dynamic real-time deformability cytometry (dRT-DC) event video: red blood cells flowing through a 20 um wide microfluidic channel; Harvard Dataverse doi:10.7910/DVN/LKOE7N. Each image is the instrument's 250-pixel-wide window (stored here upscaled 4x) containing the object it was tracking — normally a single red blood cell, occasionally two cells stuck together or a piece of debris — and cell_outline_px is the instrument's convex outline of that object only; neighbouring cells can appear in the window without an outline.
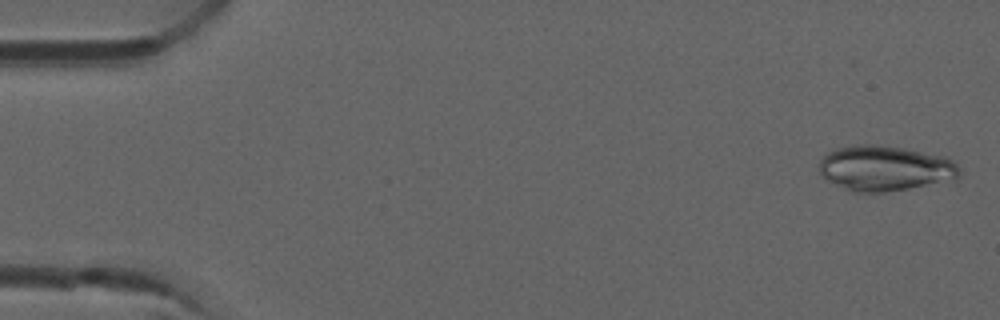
{"species": "common noctule bat (a hibernating species)", "species_latin": "Nyctalus noctula", "temperature_condition": "room temperature", "stored_images_in_passage": 4, "camera_frame_rate_fps": 3000, "um_per_image_px": 0.085, "animal": {"sex": "male", "forearm_length_mm": 52.5}, "frame": {"image": 1, "passage_image": 1, "time_ms": 0.0, "image_size_px": [1000, 320], "cell_outline_px": [[960, 176], [956, 180], [884, 192], [852, 192], [820, 176], [820, 160], [828, 152], [836, 148], [852, 144], [876, 144], [904, 148], [944, 156], [952, 160], [960, 168]], "centroid_in_image_um": [75.23, 14.29], "position_along_channel_um": 9.8, "area_um2": 37.22}}